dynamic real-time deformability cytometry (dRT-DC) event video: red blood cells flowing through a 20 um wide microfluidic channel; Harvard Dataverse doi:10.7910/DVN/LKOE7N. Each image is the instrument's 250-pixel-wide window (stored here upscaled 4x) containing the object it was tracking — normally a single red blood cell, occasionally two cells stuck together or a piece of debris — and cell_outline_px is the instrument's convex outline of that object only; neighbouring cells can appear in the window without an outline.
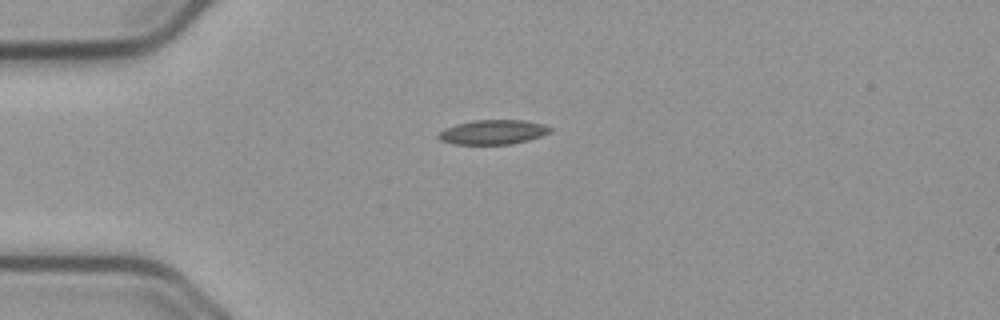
{"species": "common noctule bat (a hibernating species)", "species_latin": "Nyctalus noctula", "temperature_condition": "cold", "stored_images_in_passage": 42, "camera_frame_rate_fps": 3000, "um_per_image_px": 0.085, "animal": {"sex": "male", "body_mass_g": 23.1, "forearm_length_mm": 52.7}, "frame": {"image": 1, "passage_image": 1, "time_ms": 0.0, "image_size_px": [1000, 320], "cell_outline_px": [[552, 132], [528, 140], [512, 144], [456, 144], [440, 140], [436, 136], [444, 128], [456, 124], [476, 120], [524, 120], [544, 124], [552, 128]], "centroid_in_image_um": [41.92, 11.22], "position_along_channel_um": 43.1, "area_um2": 15.95}}
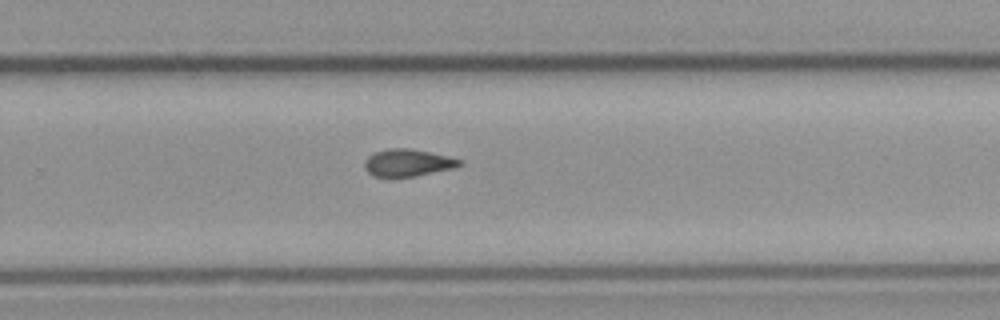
{"frame": {"image": 2, "passage_image": 23, "time_ms": 7.333, "image_size_px": [1000, 320], "cell_outline_px": [[464, 160], [456, 168], [416, 176], [392, 180], [388, 180], [372, 176], [364, 168], [364, 160], [368, 156], [376, 152], [388, 148], [408, 148], [448, 156]], "centroid_in_image_um": [34.61, 13.89], "position_along_channel_um": 295.2, "area_um2": 15.72}}
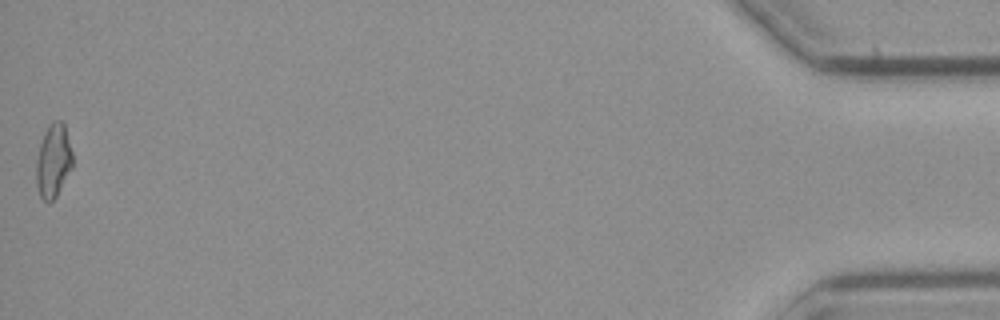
{"frame": {"image": 3, "passage_image": 42, "time_ms": 13.667, "image_size_px": [1000, 320], "cell_outline_px": [[72, 168], [56, 196], [48, 204], [40, 196], [36, 184], [36, 160], [40, 144], [44, 132], [48, 124], [52, 120], [60, 120], [64, 124], [72, 152]], "centroid_in_image_um": [4.52, 13.66], "position_along_channel_um": 430.7, "area_um2": 15.61}, "authors_computed_cell_mechanics": {"area_um2": 15.3748, "velocity_mm_per_s": 3.7516, "shape_relaxation_time_tau1_ms": null, "shape_relaxation_time_tau2_ms": 7.3057, "deformation_change_tau1": null, "deformation_change_tau2": 0.1326}}